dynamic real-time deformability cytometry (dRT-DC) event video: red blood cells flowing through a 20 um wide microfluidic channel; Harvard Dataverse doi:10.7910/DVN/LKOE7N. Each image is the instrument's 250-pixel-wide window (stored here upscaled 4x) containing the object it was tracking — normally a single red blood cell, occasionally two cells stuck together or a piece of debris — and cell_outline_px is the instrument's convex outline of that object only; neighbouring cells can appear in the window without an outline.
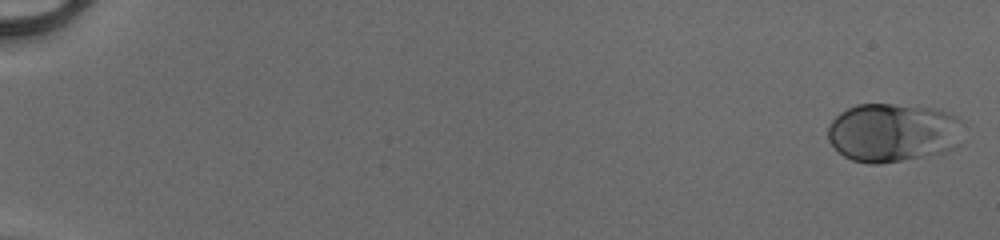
{"species": "human", "species_latin": "Homo sapiens", "temperature_condition": "cold", "stored_images_in_passage": 52, "camera_frame_rate_fps": 3000, "um_per_image_px": 0.085, "donor": {"sex": "male"}, "frame": {"image": 1, "passage_image": 1, "time_ms": 0.0, "image_size_px": [1000, 240], "cell_outline_px": [[964, 144], [944, 152], [932, 156], [880, 164], [868, 164], [852, 160], [844, 156], [828, 140], [828, 128], [832, 120], [840, 112], [856, 104], [892, 104], [932, 108], [956, 116], [960, 120]], "centroid_in_image_um": [75.94, 11.29], "position_along_channel_um": 9.1, "area_um2": 46.93}}
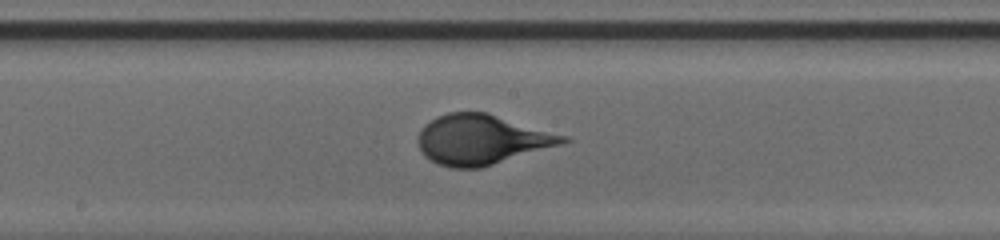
{"frame": {"image": 2, "passage_image": 30, "time_ms": 9.667, "image_size_px": [1000, 240], "cell_outline_px": [[572, 140], [560, 144], [480, 168], [452, 168], [440, 164], [424, 156], [416, 140], [416, 136], [420, 128], [424, 124], [436, 116], [448, 112], [488, 112], [568, 136]], "centroid_in_image_um": [40.9, 11.84], "position_along_channel_um": 207.3, "area_um2": 42.14}}
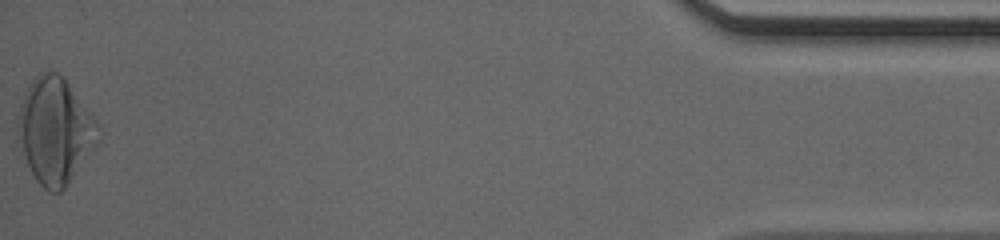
{"frame": {"image": 3, "passage_image": 52, "time_ms": 17.0, "image_size_px": [1000, 240], "cell_outline_px": [[104, 132], [64, 188], [60, 192], [48, 192], [36, 180], [28, 164], [16, 128], [20, 104], [32, 80], [40, 72], [48, 68], [64, 76], [96, 120]], "centroid_in_image_um": [4.7, 11.05], "position_along_channel_um": 430.5, "area_um2": 49.07}}